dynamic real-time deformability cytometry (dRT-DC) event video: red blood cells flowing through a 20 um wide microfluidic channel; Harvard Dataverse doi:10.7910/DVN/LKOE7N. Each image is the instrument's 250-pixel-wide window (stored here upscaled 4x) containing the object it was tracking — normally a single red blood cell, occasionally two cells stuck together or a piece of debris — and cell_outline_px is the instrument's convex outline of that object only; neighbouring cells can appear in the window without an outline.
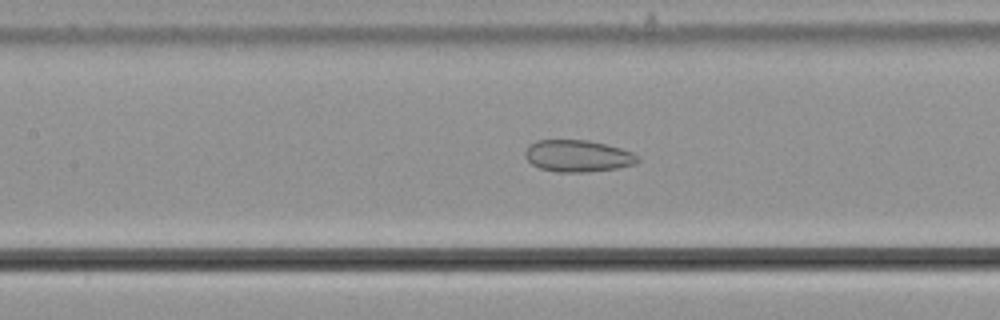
{"species": "common noctule bat (a hibernating species)", "species_latin": "Nyctalus noctula", "temperature_condition": "cold", "stored_images_in_passage": 53, "camera_frame_rate_fps": 3000, "um_per_image_px": 0.085, "animal": {"sex": "male", "body_mass_g": 21.5, "forearm_length_mm": 52.0}, "frame": {"image": 1, "passage_image": 26, "time_ms": 8.333, "image_size_px": [1000, 320], "cell_outline_px": [[640, 160], [636, 164], [616, 168], [584, 172], [556, 172], [540, 168], [532, 164], [524, 156], [524, 152], [528, 144], [536, 140], [588, 140], [620, 148], [632, 152], [640, 156]], "centroid_in_image_um": [49.1, 13.25], "position_along_channel_um": 158.3, "area_um2": 20.98}}
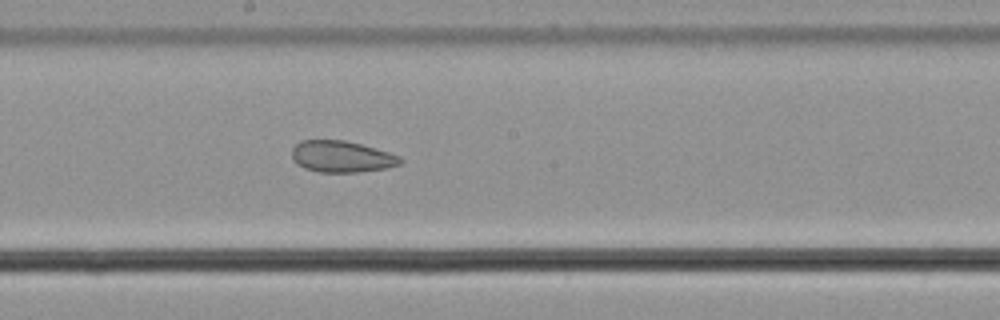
{"frame": {"image": 2, "passage_image": 31, "time_ms": 10.0, "image_size_px": [1000, 320], "cell_outline_px": [[404, 160], [400, 164], [384, 168], [360, 172], [316, 172], [304, 168], [296, 164], [292, 160], [292, 148], [300, 140], [344, 140], [360, 144], [388, 152], [400, 156]], "centroid_in_image_um": [29.0, 13.31], "position_along_channel_um": 219.2, "area_um2": 19.94}}
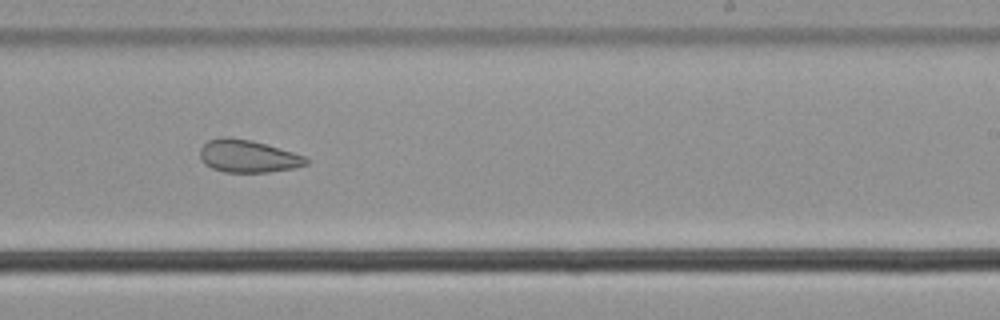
{"frame": {"image": 3, "passage_image": 35, "time_ms": 11.333, "image_size_px": [1000, 320], "cell_outline_px": [[308, 164], [292, 168], [268, 172], [224, 172], [212, 168], [204, 164], [200, 160], [200, 148], [208, 140], [224, 136], [228, 136], [252, 140], [292, 152], [304, 156], [308, 160]], "centroid_in_image_um": [21.02, 13.27], "position_along_channel_um": 268.0, "area_um2": 20.11}, "authors_computed_cell_mechanics": {"area_um2": 20.9814, "velocity_mm_per_s": 3.6637, "shape_relaxation_time_tau1_ms": null, "shape_relaxation_time_tau2_ms": 4.4114, "deformation_change_tau1": null, "deformation_change_tau2": 0.1106}}